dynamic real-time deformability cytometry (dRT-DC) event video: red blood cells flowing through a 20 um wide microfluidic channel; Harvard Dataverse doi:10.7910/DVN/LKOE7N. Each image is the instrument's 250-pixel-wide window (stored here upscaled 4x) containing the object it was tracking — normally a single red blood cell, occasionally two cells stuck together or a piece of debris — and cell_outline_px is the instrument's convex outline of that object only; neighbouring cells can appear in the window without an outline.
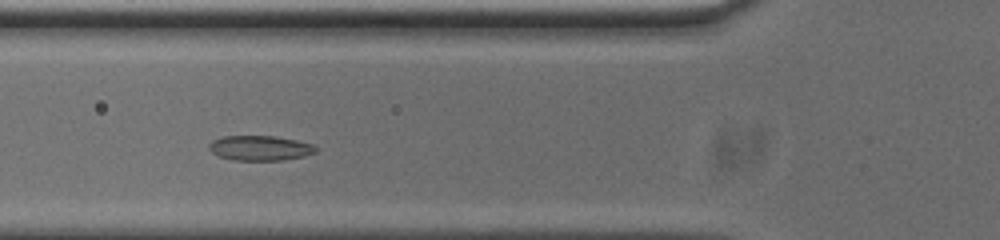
{"species": "common noctule bat (a hibernating species)", "species_latin": "Nyctalus noctula", "temperature_condition": "cold", "stored_images_in_passage": 47, "camera_frame_rate_fps": 3000, "um_per_image_px": 0.085, "animal": {"sex": "male", "body_mass_g": 20.0, "forearm_length_mm": 53.3}, "frame": {"image": 1, "passage_image": 12, "time_ms": 3.667, "image_size_px": [1000, 240], "cell_outline_px": [[316, 152], [304, 156], [284, 160], [232, 160], [220, 156], [212, 152], [208, 148], [208, 144], [212, 140], [224, 136], [276, 136], [296, 140], [312, 144], [316, 148]], "centroid_in_image_um": [22.09, 12.58], "position_along_channel_um": 103.7, "area_um2": 15.49}}
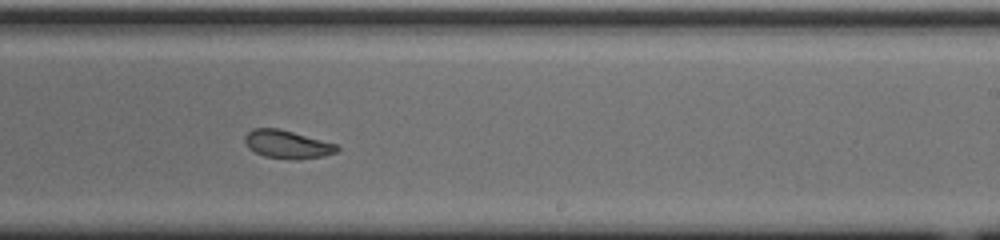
{"frame": {"image": 2, "passage_image": 25, "time_ms": 8.0, "image_size_px": [1000, 240], "cell_outline_px": [[340, 148], [336, 152], [324, 156], [296, 160], [288, 160], [264, 156], [248, 148], [244, 140], [244, 136], [252, 128], [276, 128], [292, 132], [336, 144]], "centroid_in_image_um": [24.39, 12.28], "position_along_channel_um": 264.6, "area_um2": 15.09}}
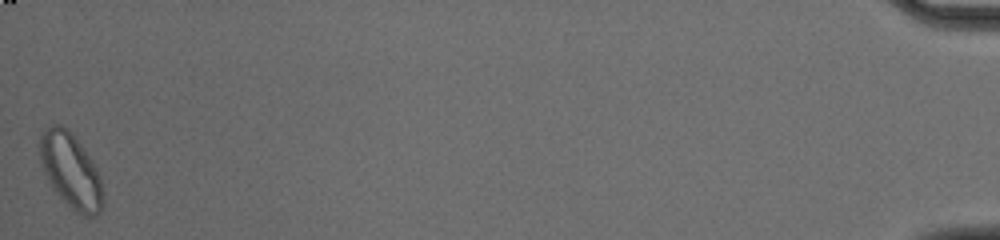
{"frame": {"image": 3, "passage_image": 47, "time_ms": 15.333, "image_size_px": [1000, 240], "cell_outline_px": [[104, 200], [100, 212], [96, 216], [84, 216], [76, 212], [52, 188], [44, 172], [40, 160], [40, 136], [52, 124], [60, 124], [72, 132], [96, 168], [100, 176], [104, 192]], "centroid_in_image_um": [6.04, 14.53], "position_along_channel_um": 429.2, "area_um2": 27.28}, "authors_computed_cell_mechanics": {"area_um2": 15.9528, "velocity_mm_per_s": 3.7171, "shape_relaxation_time_tau1_ms": 5.8461, "shape_relaxation_time_tau2_ms": 2.2222, "deformation_change_tau1": 0.1246, "deformation_change_tau2": 0.0671}}